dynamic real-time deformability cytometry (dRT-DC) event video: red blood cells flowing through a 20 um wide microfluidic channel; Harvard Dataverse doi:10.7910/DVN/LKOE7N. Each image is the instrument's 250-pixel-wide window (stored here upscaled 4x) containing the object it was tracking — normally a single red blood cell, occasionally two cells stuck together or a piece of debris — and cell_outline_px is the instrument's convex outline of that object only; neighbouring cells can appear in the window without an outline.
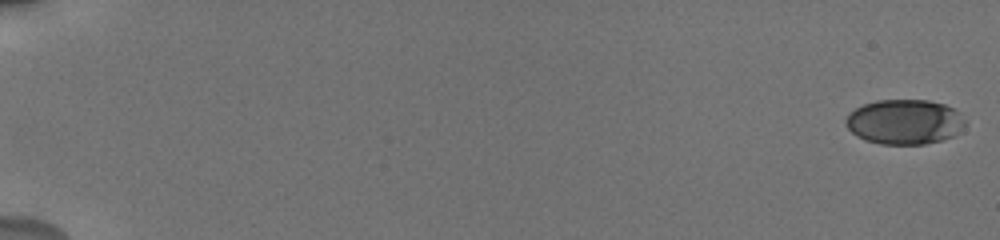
{"species": "human", "species_latin": "Homo sapiens", "temperature_condition": "cold", "stored_images_in_passage": 21, "camera_frame_rate_fps": 3000, "um_per_image_px": 0.085, "donor": {"sex": "male"}, "frame": {"image": 1, "passage_image": 1, "time_ms": 0.0, "image_size_px": [1000, 240], "cell_outline_px": [[964, 124], [952, 136], [940, 140], [924, 144], [880, 144], [864, 140], [856, 136], [848, 128], [844, 120], [848, 112], [864, 104], [876, 100], [928, 100], [944, 104], [952, 108], [964, 120]], "centroid_in_image_um": [76.8, 10.35], "position_along_channel_um": 8.2, "area_um2": 30.98}}